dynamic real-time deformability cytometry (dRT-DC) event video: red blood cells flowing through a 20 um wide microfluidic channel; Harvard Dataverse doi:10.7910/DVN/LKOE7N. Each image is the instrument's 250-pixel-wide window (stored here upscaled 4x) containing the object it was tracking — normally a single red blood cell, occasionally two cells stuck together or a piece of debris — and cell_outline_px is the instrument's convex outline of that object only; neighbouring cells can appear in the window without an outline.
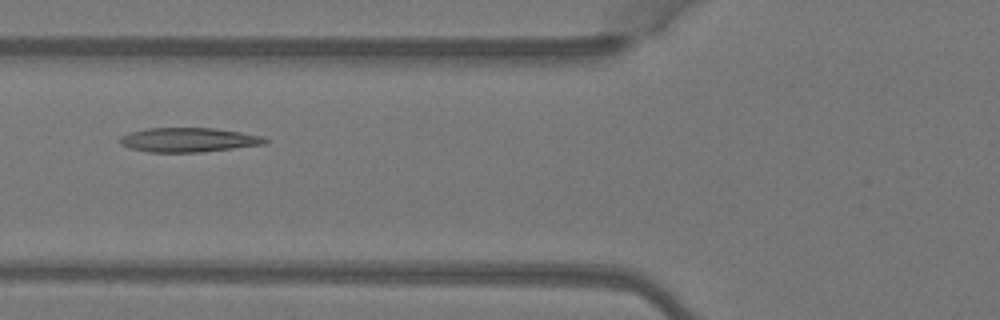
{"species": "Egyptian fruit bat (a non-hibernating species)", "species_latin": "Rousettus aegyptiacus", "temperature_condition": "warm", "stored_images_in_passage": 3, "camera_frame_rate_fps": 3000, "um_per_image_px": 0.085, "animal": {"sex": "female"}, "frame": {"image": 1, "passage_image": 3, "time_ms": 0.667, "image_size_px": [1000, 320], "cell_outline_px": [[268, 140], [264, 144], [200, 152], [148, 152], [128, 148], [120, 144], [120, 136], [132, 132], [148, 128], [212, 128], [240, 132], [264, 136]], "centroid_in_image_um": [16.0, 11.89], "position_along_channel_um": 109.8, "area_um2": 20.4}}